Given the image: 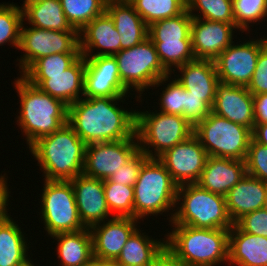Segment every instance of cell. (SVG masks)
<instances>
[{
	"mask_svg": "<svg viewBox=\"0 0 267 266\" xmlns=\"http://www.w3.org/2000/svg\"><path fill=\"white\" fill-rule=\"evenodd\" d=\"M40 207L44 230L50 237L86 228L78 213L71 181L44 180Z\"/></svg>",
	"mask_w": 267,
	"mask_h": 266,
	"instance_id": "obj_11",
	"label": "cell"
},
{
	"mask_svg": "<svg viewBox=\"0 0 267 266\" xmlns=\"http://www.w3.org/2000/svg\"><path fill=\"white\" fill-rule=\"evenodd\" d=\"M104 266H123L118 264L115 260L114 261H104Z\"/></svg>",
	"mask_w": 267,
	"mask_h": 266,
	"instance_id": "obj_50",
	"label": "cell"
},
{
	"mask_svg": "<svg viewBox=\"0 0 267 266\" xmlns=\"http://www.w3.org/2000/svg\"><path fill=\"white\" fill-rule=\"evenodd\" d=\"M13 82L19 96L17 125L30 147L39 138L68 123V105L30 84L21 75Z\"/></svg>",
	"mask_w": 267,
	"mask_h": 266,
	"instance_id": "obj_2",
	"label": "cell"
},
{
	"mask_svg": "<svg viewBox=\"0 0 267 266\" xmlns=\"http://www.w3.org/2000/svg\"><path fill=\"white\" fill-rule=\"evenodd\" d=\"M84 266H104V261L93 258Z\"/></svg>",
	"mask_w": 267,
	"mask_h": 266,
	"instance_id": "obj_49",
	"label": "cell"
},
{
	"mask_svg": "<svg viewBox=\"0 0 267 266\" xmlns=\"http://www.w3.org/2000/svg\"><path fill=\"white\" fill-rule=\"evenodd\" d=\"M114 57L122 84L129 92L134 88L139 93L137 101L141 100V94L146 89L152 88L159 79L169 74L163 68L155 44L149 37L136 46L117 52Z\"/></svg>",
	"mask_w": 267,
	"mask_h": 266,
	"instance_id": "obj_10",
	"label": "cell"
},
{
	"mask_svg": "<svg viewBox=\"0 0 267 266\" xmlns=\"http://www.w3.org/2000/svg\"><path fill=\"white\" fill-rule=\"evenodd\" d=\"M181 75L176 79L192 95L204 96L213 107L217 85L220 83L213 60L195 59L177 68Z\"/></svg>",
	"mask_w": 267,
	"mask_h": 266,
	"instance_id": "obj_25",
	"label": "cell"
},
{
	"mask_svg": "<svg viewBox=\"0 0 267 266\" xmlns=\"http://www.w3.org/2000/svg\"><path fill=\"white\" fill-rule=\"evenodd\" d=\"M228 265L267 266V237L248 234L234 224L229 230Z\"/></svg>",
	"mask_w": 267,
	"mask_h": 266,
	"instance_id": "obj_26",
	"label": "cell"
},
{
	"mask_svg": "<svg viewBox=\"0 0 267 266\" xmlns=\"http://www.w3.org/2000/svg\"><path fill=\"white\" fill-rule=\"evenodd\" d=\"M7 174H3L1 173L0 175V222L9 214L8 213V203H9V197L10 196V189L8 188V176H6ZM7 177V178H6ZM7 206V207H6Z\"/></svg>",
	"mask_w": 267,
	"mask_h": 266,
	"instance_id": "obj_46",
	"label": "cell"
},
{
	"mask_svg": "<svg viewBox=\"0 0 267 266\" xmlns=\"http://www.w3.org/2000/svg\"><path fill=\"white\" fill-rule=\"evenodd\" d=\"M33 1H36V0H24V1H23V5L21 6V8H23V7L26 6L28 3L33 2Z\"/></svg>",
	"mask_w": 267,
	"mask_h": 266,
	"instance_id": "obj_51",
	"label": "cell"
},
{
	"mask_svg": "<svg viewBox=\"0 0 267 266\" xmlns=\"http://www.w3.org/2000/svg\"><path fill=\"white\" fill-rule=\"evenodd\" d=\"M71 26L80 32L95 17L106 11L107 0H60Z\"/></svg>",
	"mask_w": 267,
	"mask_h": 266,
	"instance_id": "obj_33",
	"label": "cell"
},
{
	"mask_svg": "<svg viewBox=\"0 0 267 266\" xmlns=\"http://www.w3.org/2000/svg\"><path fill=\"white\" fill-rule=\"evenodd\" d=\"M193 132L194 126L183 116L165 114L157 110L136 111L139 148L149 158H158L168 149L188 139Z\"/></svg>",
	"mask_w": 267,
	"mask_h": 266,
	"instance_id": "obj_7",
	"label": "cell"
},
{
	"mask_svg": "<svg viewBox=\"0 0 267 266\" xmlns=\"http://www.w3.org/2000/svg\"><path fill=\"white\" fill-rule=\"evenodd\" d=\"M70 181L80 219L86 228L109 220V215L113 218L106 204L103 180L82 173Z\"/></svg>",
	"mask_w": 267,
	"mask_h": 266,
	"instance_id": "obj_20",
	"label": "cell"
},
{
	"mask_svg": "<svg viewBox=\"0 0 267 266\" xmlns=\"http://www.w3.org/2000/svg\"><path fill=\"white\" fill-rule=\"evenodd\" d=\"M139 151L137 138L86 145L83 174L100 180L109 179Z\"/></svg>",
	"mask_w": 267,
	"mask_h": 266,
	"instance_id": "obj_14",
	"label": "cell"
},
{
	"mask_svg": "<svg viewBox=\"0 0 267 266\" xmlns=\"http://www.w3.org/2000/svg\"><path fill=\"white\" fill-rule=\"evenodd\" d=\"M51 237L58 242L57 257L61 261V266H84L94 258L89 228L77 232L58 233Z\"/></svg>",
	"mask_w": 267,
	"mask_h": 266,
	"instance_id": "obj_30",
	"label": "cell"
},
{
	"mask_svg": "<svg viewBox=\"0 0 267 266\" xmlns=\"http://www.w3.org/2000/svg\"><path fill=\"white\" fill-rule=\"evenodd\" d=\"M225 197L228 214L235 224L242 216L265 207L267 183L246 174Z\"/></svg>",
	"mask_w": 267,
	"mask_h": 266,
	"instance_id": "obj_24",
	"label": "cell"
},
{
	"mask_svg": "<svg viewBox=\"0 0 267 266\" xmlns=\"http://www.w3.org/2000/svg\"><path fill=\"white\" fill-rule=\"evenodd\" d=\"M252 138L257 143L267 146V123L255 124L252 131Z\"/></svg>",
	"mask_w": 267,
	"mask_h": 266,
	"instance_id": "obj_48",
	"label": "cell"
},
{
	"mask_svg": "<svg viewBox=\"0 0 267 266\" xmlns=\"http://www.w3.org/2000/svg\"><path fill=\"white\" fill-rule=\"evenodd\" d=\"M236 43L233 42L214 60L217 75L221 83L247 87L256 69L258 56L267 46V36Z\"/></svg>",
	"mask_w": 267,
	"mask_h": 266,
	"instance_id": "obj_13",
	"label": "cell"
},
{
	"mask_svg": "<svg viewBox=\"0 0 267 266\" xmlns=\"http://www.w3.org/2000/svg\"><path fill=\"white\" fill-rule=\"evenodd\" d=\"M255 124L267 123V93L253 95Z\"/></svg>",
	"mask_w": 267,
	"mask_h": 266,
	"instance_id": "obj_45",
	"label": "cell"
},
{
	"mask_svg": "<svg viewBox=\"0 0 267 266\" xmlns=\"http://www.w3.org/2000/svg\"><path fill=\"white\" fill-rule=\"evenodd\" d=\"M169 77H171V74L162 77L152 86L154 87L153 89H156L155 87L162 86V84L167 85L164 87L165 89L163 88L161 96H159L160 103L157 104L161 106H159L160 110L158 111L184 117V87L176 78H174L175 80H170ZM166 81L169 83L164 84Z\"/></svg>",
	"mask_w": 267,
	"mask_h": 266,
	"instance_id": "obj_38",
	"label": "cell"
},
{
	"mask_svg": "<svg viewBox=\"0 0 267 266\" xmlns=\"http://www.w3.org/2000/svg\"><path fill=\"white\" fill-rule=\"evenodd\" d=\"M129 3L148 26L176 17L187 9V0H131Z\"/></svg>",
	"mask_w": 267,
	"mask_h": 266,
	"instance_id": "obj_32",
	"label": "cell"
},
{
	"mask_svg": "<svg viewBox=\"0 0 267 266\" xmlns=\"http://www.w3.org/2000/svg\"><path fill=\"white\" fill-rule=\"evenodd\" d=\"M107 207L113 217L134 218V187L103 180Z\"/></svg>",
	"mask_w": 267,
	"mask_h": 266,
	"instance_id": "obj_34",
	"label": "cell"
},
{
	"mask_svg": "<svg viewBox=\"0 0 267 266\" xmlns=\"http://www.w3.org/2000/svg\"><path fill=\"white\" fill-rule=\"evenodd\" d=\"M175 205L177 209L169 214L170 224L227 230L234 225L227 211L226 197L205 190L197 183L178 186Z\"/></svg>",
	"mask_w": 267,
	"mask_h": 266,
	"instance_id": "obj_5",
	"label": "cell"
},
{
	"mask_svg": "<svg viewBox=\"0 0 267 266\" xmlns=\"http://www.w3.org/2000/svg\"><path fill=\"white\" fill-rule=\"evenodd\" d=\"M134 187V218L162 215L176 207L178 185L166 167L157 159L149 158L140 170Z\"/></svg>",
	"mask_w": 267,
	"mask_h": 266,
	"instance_id": "obj_6",
	"label": "cell"
},
{
	"mask_svg": "<svg viewBox=\"0 0 267 266\" xmlns=\"http://www.w3.org/2000/svg\"><path fill=\"white\" fill-rule=\"evenodd\" d=\"M235 26L241 31L250 32L249 24H257L267 17V0H232Z\"/></svg>",
	"mask_w": 267,
	"mask_h": 266,
	"instance_id": "obj_37",
	"label": "cell"
},
{
	"mask_svg": "<svg viewBox=\"0 0 267 266\" xmlns=\"http://www.w3.org/2000/svg\"><path fill=\"white\" fill-rule=\"evenodd\" d=\"M247 89L252 95L267 93V46L258 56L256 69Z\"/></svg>",
	"mask_w": 267,
	"mask_h": 266,
	"instance_id": "obj_44",
	"label": "cell"
},
{
	"mask_svg": "<svg viewBox=\"0 0 267 266\" xmlns=\"http://www.w3.org/2000/svg\"><path fill=\"white\" fill-rule=\"evenodd\" d=\"M140 228L136 229L115 260L123 266H150L165 249V238H150ZM145 234V235H144Z\"/></svg>",
	"mask_w": 267,
	"mask_h": 266,
	"instance_id": "obj_29",
	"label": "cell"
},
{
	"mask_svg": "<svg viewBox=\"0 0 267 266\" xmlns=\"http://www.w3.org/2000/svg\"><path fill=\"white\" fill-rule=\"evenodd\" d=\"M124 98L82 97L68 106V124L86 145L137 138L136 110L119 107Z\"/></svg>",
	"mask_w": 267,
	"mask_h": 266,
	"instance_id": "obj_1",
	"label": "cell"
},
{
	"mask_svg": "<svg viewBox=\"0 0 267 266\" xmlns=\"http://www.w3.org/2000/svg\"><path fill=\"white\" fill-rule=\"evenodd\" d=\"M165 248L188 266L228 265L229 230L171 224ZM226 262V263H225Z\"/></svg>",
	"mask_w": 267,
	"mask_h": 266,
	"instance_id": "obj_4",
	"label": "cell"
},
{
	"mask_svg": "<svg viewBox=\"0 0 267 266\" xmlns=\"http://www.w3.org/2000/svg\"><path fill=\"white\" fill-rule=\"evenodd\" d=\"M150 266H188L176 259L166 248Z\"/></svg>",
	"mask_w": 267,
	"mask_h": 266,
	"instance_id": "obj_47",
	"label": "cell"
},
{
	"mask_svg": "<svg viewBox=\"0 0 267 266\" xmlns=\"http://www.w3.org/2000/svg\"><path fill=\"white\" fill-rule=\"evenodd\" d=\"M29 150L44 173L43 180L70 181L83 173L86 143L68 123L39 138Z\"/></svg>",
	"mask_w": 267,
	"mask_h": 266,
	"instance_id": "obj_3",
	"label": "cell"
},
{
	"mask_svg": "<svg viewBox=\"0 0 267 266\" xmlns=\"http://www.w3.org/2000/svg\"><path fill=\"white\" fill-rule=\"evenodd\" d=\"M149 159L144 153L139 151L127 164L117 170L109 180L118 184L133 187L138 179L142 165Z\"/></svg>",
	"mask_w": 267,
	"mask_h": 266,
	"instance_id": "obj_41",
	"label": "cell"
},
{
	"mask_svg": "<svg viewBox=\"0 0 267 266\" xmlns=\"http://www.w3.org/2000/svg\"><path fill=\"white\" fill-rule=\"evenodd\" d=\"M106 12L120 34V51L136 46L148 37L149 26L129 2L107 0Z\"/></svg>",
	"mask_w": 267,
	"mask_h": 266,
	"instance_id": "obj_27",
	"label": "cell"
},
{
	"mask_svg": "<svg viewBox=\"0 0 267 266\" xmlns=\"http://www.w3.org/2000/svg\"><path fill=\"white\" fill-rule=\"evenodd\" d=\"M114 56L85 57L84 98L128 97Z\"/></svg>",
	"mask_w": 267,
	"mask_h": 266,
	"instance_id": "obj_16",
	"label": "cell"
},
{
	"mask_svg": "<svg viewBox=\"0 0 267 266\" xmlns=\"http://www.w3.org/2000/svg\"><path fill=\"white\" fill-rule=\"evenodd\" d=\"M246 174L267 183V146L250 140L246 157Z\"/></svg>",
	"mask_w": 267,
	"mask_h": 266,
	"instance_id": "obj_40",
	"label": "cell"
},
{
	"mask_svg": "<svg viewBox=\"0 0 267 266\" xmlns=\"http://www.w3.org/2000/svg\"><path fill=\"white\" fill-rule=\"evenodd\" d=\"M212 112L253 131L255 126L253 95L245 86L219 83Z\"/></svg>",
	"mask_w": 267,
	"mask_h": 266,
	"instance_id": "obj_21",
	"label": "cell"
},
{
	"mask_svg": "<svg viewBox=\"0 0 267 266\" xmlns=\"http://www.w3.org/2000/svg\"><path fill=\"white\" fill-rule=\"evenodd\" d=\"M120 42V34L106 11L79 32V48L84 57L114 56L120 52Z\"/></svg>",
	"mask_w": 267,
	"mask_h": 266,
	"instance_id": "obj_22",
	"label": "cell"
},
{
	"mask_svg": "<svg viewBox=\"0 0 267 266\" xmlns=\"http://www.w3.org/2000/svg\"><path fill=\"white\" fill-rule=\"evenodd\" d=\"M140 220L130 217H113L89 228L92 237L93 257L114 261L120 255L132 233L139 228Z\"/></svg>",
	"mask_w": 267,
	"mask_h": 266,
	"instance_id": "obj_18",
	"label": "cell"
},
{
	"mask_svg": "<svg viewBox=\"0 0 267 266\" xmlns=\"http://www.w3.org/2000/svg\"><path fill=\"white\" fill-rule=\"evenodd\" d=\"M243 232L267 237V210L258 209L242 216L235 223Z\"/></svg>",
	"mask_w": 267,
	"mask_h": 266,
	"instance_id": "obj_43",
	"label": "cell"
},
{
	"mask_svg": "<svg viewBox=\"0 0 267 266\" xmlns=\"http://www.w3.org/2000/svg\"><path fill=\"white\" fill-rule=\"evenodd\" d=\"M19 50L25 52L18 59L21 75L39 58L57 53H81L78 31L46 30L24 26L20 30Z\"/></svg>",
	"mask_w": 267,
	"mask_h": 266,
	"instance_id": "obj_12",
	"label": "cell"
},
{
	"mask_svg": "<svg viewBox=\"0 0 267 266\" xmlns=\"http://www.w3.org/2000/svg\"><path fill=\"white\" fill-rule=\"evenodd\" d=\"M245 175V160L208 156L197 184L212 193L226 196Z\"/></svg>",
	"mask_w": 267,
	"mask_h": 266,
	"instance_id": "obj_23",
	"label": "cell"
},
{
	"mask_svg": "<svg viewBox=\"0 0 267 266\" xmlns=\"http://www.w3.org/2000/svg\"><path fill=\"white\" fill-rule=\"evenodd\" d=\"M85 57L81 55L61 74H22L30 84L71 105L84 93Z\"/></svg>",
	"mask_w": 267,
	"mask_h": 266,
	"instance_id": "obj_17",
	"label": "cell"
},
{
	"mask_svg": "<svg viewBox=\"0 0 267 266\" xmlns=\"http://www.w3.org/2000/svg\"><path fill=\"white\" fill-rule=\"evenodd\" d=\"M10 216L0 222V266H24L31 261L27 252L28 237L22 233L18 221Z\"/></svg>",
	"mask_w": 267,
	"mask_h": 266,
	"instance_id": "obj_28",
	"label": "cell"
},
{
	"mask_svg": "<svg viewBox=\"0 0 267 266\" xmlns=\"http://www.w3.org/2000/svg\"><path fill=\"white\" fill-rule=\"evenodd\" d=\"M81 53H57L37 59L23 74H61Z\"/></svg>",
	"mask_w": 267,
	"mask_h": 266,
	"instance_id": "obj_39",
	"label": "cell"
},
{
	"mask_svg": "<svg viewBox=\"0 0 267 266\" xmlns=\"http://www.w3.org/2000/svg\"><path fill=\"white\" fill-rule=\"evenodd\" d=\"M23 21L32 27L57 30L77 31L68 22L60 0H36L22 8Z\"/></svg>",
	"mask_w": 267,
	"mask_h": 266,
	"instance_id": "obj_31",
	"label": "cell"
},
{
	"mask_svg": "<svg viewBox=\"0 0 267 266\" xmlns=\"http://www.w3.org/2000/svg\"><path fill=\"white\" fill-rule=\"evenodd\" d=\"M211 112L212 107L204 101V96L192 95L184 88V118L192 126L204 120Z\"/></svg>",
	"mask_w": 267,
	"mask_h": 266,
	"instance_id": "obj_42",
	"label": "cell"
},
{
	"mask_svg": "<svg viewBox=\"0 0 267 266\" xmlns=\"http://www.w3.org/2000/svg\"><path fill=\"white\" fill-rule=\"evenodd\" d=\"M23 23V10L13 3L0 6V46L6 43L18 49L20 30Z\"/></svg>",
	"mask_w": 267,
	"mask_h": 266,
	"instance_id": "obj_36",
	"label": "cell"
},
{
	"mask_svg": "<svg viewBox=\"0 0 267 266\" xmlns=\"http://www.w3.org/2000/svg\"><path fill=\"white\" fill-rule=\"evenodd\" d=\"M178 185L197 183L200 179L208 153L199 139L192 134L157 158Z\"/></svg>",
	"mask_w": 267,
	"mask_h": 266,
	"instance_id": "obj_15",
	"label": "cell"
},
{
	"mask_svg": "<svg viewBox=\"0 0 267 266\" xmlns=\"http://www.w3.org/2000/svg\"><path fill=\"white\" fill-rule=\"evenodd\" d=\"M187 10L192 18L235 24L232 0H187Z\"/></svg>",
	"mask_w": 267,
	"mask_h": 266,
	"instance_id": "obj_35",
	"label": "cell"
},
{
	"mask_svg": "<svg viewBox=\"0 0 267 266\" xmlns=\"http://www.w3.org/2000/svg\"><path fill=\"white\" fill-rule=\"evenodd\" d=\"M235 24L192 18L191 43L196 59L215 60L234 41Z\"/></svg>",
	"mask_w": 267,
	"mask_h": 266,
	"instance_id": "obj_19",
	"label": "cell"
},
{
	"mask_svg": "<svg viewBox=\"0 0 267 266\" xmlns=\"http://www.w3.org/2000/svg\"><path fill=\"white\" fill-rule=\"evenodd\" d=\"M193 134L199 139L208 156L246 160L252 131L213 112L194 126Z\"/></svg>",
	"mask_w": 267,
	"mask_h": 266,
	"instance_id": "obj_9",
	"label": "cell"
},
{
	"mask_svg": "<svg viewBox=\"0 0 267 266\" xmlns=\"http://www.w3.org/2000/svg\"><path fill=\"white\" fill-rule=\"evenodd\" d=\"M264 208L267 210V199H266V203H265V207Z\"/></svg>",
	"mask_w": 267,
	"mask_h": 266,
	"instance_id": "obj_53",
	"label": "cell"
},
{
	"mask_svg": "<svg viewBox=\"0 0 267 266\" xmlns=\"http://www.w3.org/2000/svg\"><path fill=\"white\" fill-rule=\"evenodd\" d=\"M191 24L192 17L186 9L176 17L149 26L148 37L155 44L159 60L169 74L196 59L192 50Z\"/></svg>",
	"mask_w": 267,
	"mask_h": 266,
	"instance_id": "obj_8",
	"label": "cell"
},
{
	"mask_svg": "<svg viewBox=\"0 0 267 266\" xmlns=\"http://www.w3.org/2000/svg\"><path fill=\"white\" fill-rule=\"evenodd\" d=\"M24 266H35V264H33V262L32 261H29L26 265H24Z\"/></svg>",
	"mask_w": 267,
	"mask_h": 266,
	"instance_id": "obj_52",
	"label": "cell"
}]
</instances>
